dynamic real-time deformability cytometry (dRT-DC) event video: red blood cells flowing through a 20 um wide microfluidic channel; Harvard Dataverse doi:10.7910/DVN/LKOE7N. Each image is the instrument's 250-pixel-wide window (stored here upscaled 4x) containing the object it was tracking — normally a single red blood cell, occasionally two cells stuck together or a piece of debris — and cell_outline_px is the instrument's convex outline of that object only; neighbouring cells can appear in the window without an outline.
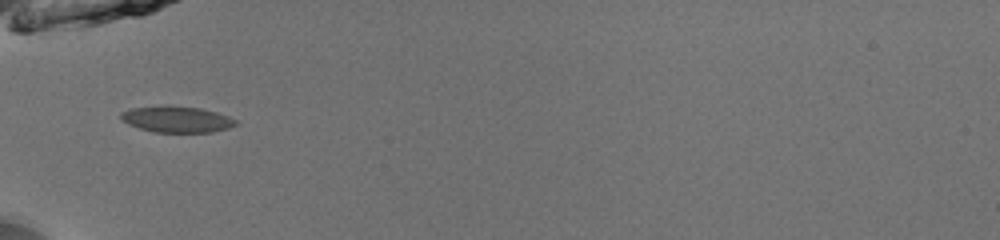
{"species": "common noctule bat (a hibernating species)", "species_latin": "Nyctalus noctula", "temperature_condition": "room temperature", "stored_images_in_passage": 23, "camera_frame_rate_fps": 3000, "um_per_image_px": 0.085, "animal": {"sex": "male", "body_mass_g": 13.0, "forearm_length_mm": 53.1}, "frame": {"image": 1, "passage_image": 1, "time_ms": 0.0, "image_size_px": [1000, 240], "cell_outline_px": [[240, 124], [228, 128], [212, 132], [156, 132], [140, 128], [128, 124], [120, 116], [120, 112], [132, 108], [164, 104], [200, 108], [216, 112], [228, 116], [236, 120]], "centroid_in_image_um": [15.04, 10.12], "position_along_channel_um": 70.0, "area_um2": 17.69}}